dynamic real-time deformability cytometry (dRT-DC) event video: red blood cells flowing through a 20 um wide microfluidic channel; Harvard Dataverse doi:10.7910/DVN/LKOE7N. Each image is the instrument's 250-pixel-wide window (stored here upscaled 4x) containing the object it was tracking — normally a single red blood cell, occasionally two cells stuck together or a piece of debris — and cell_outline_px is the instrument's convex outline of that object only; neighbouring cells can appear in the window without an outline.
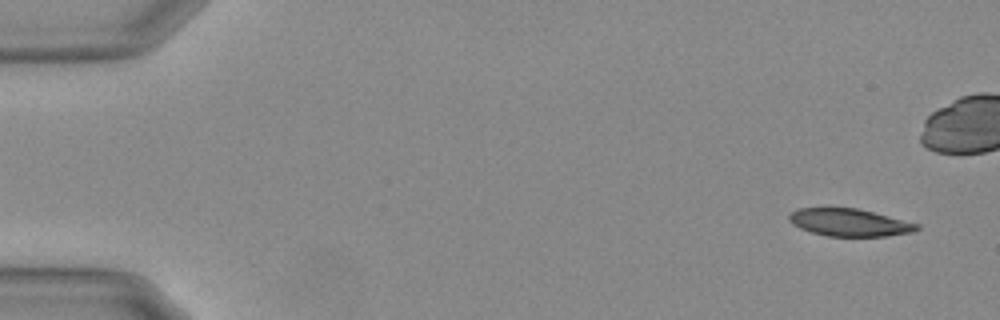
{"species": "Egyptian fruit bat (a non-hibernating species)", "species_latin": "Rousettus aegyptiacus", "temperature_condition": "warm", "stored_images_in_passage": 54, "camera_frame_rate_fps": 3000, "um_per_image_px": 0.085, "animal": {"sex": "female"}, "frame": {"image": 1, "passage_image": 1, "time_ms": 0.0, "image_size_px": [1000, 320], "cell_outline_px": [[920, 228], [912, 232], [884, 236], [828, 236], [812, 232], [800, 228], [792, 224], [788, 220], [788, 216], [792, 212], [800, 208], [856, 208], [920, 224]], "centroid_in_image_um": [72.19, 18.91], "position_along_channel_um": 12.8, "area_um2": 20.23}}
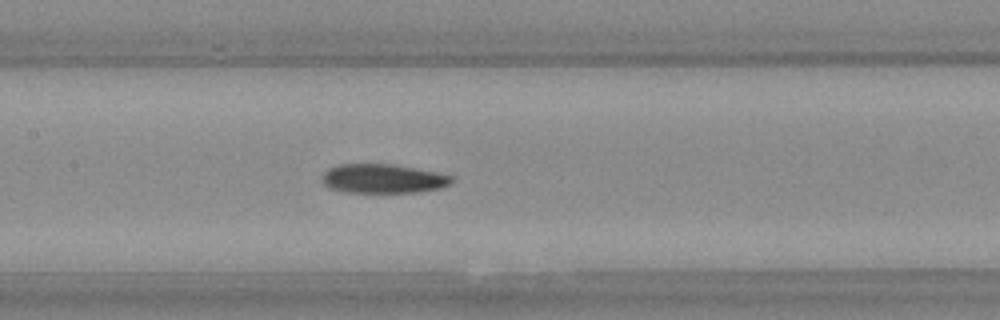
{"frame": {"image": 2, "passage_image": 25, "time_ms": 8.0, "image_size_px": [1000, 320], "cell_outline_px": [[456, 180], [452, 184], [440, 188], [420, 192], [344, 192], [328, 188], [320, 180], [324, 172], [328, 168], [340, 164], [392, 164], [436, 172], [452, 176]], "centroid_in_image_um": [32.55, 15.19], "position_along_channel_um": 174.8, "area_um2": 22.2}}
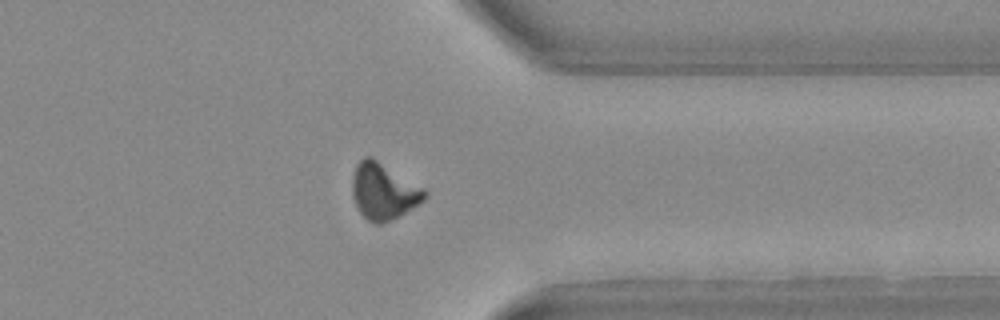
{"frame": {"image": 3, "passage_image": 42, "time_ms": 13.667, "image_size_px": [1000, 320], "cell_outline_px": [[428, 196], [424, 200], [384, 224], [376, 224], [368, 220], [360, 212], [352, 196], [352, 176], [356, 164], [364, 156], [372, 156], [424, 188], [428, 192]], "centroid_in_image_um": [32.58, 16.24], "position_along_channel_um": 378.8, "area_um2": 23.76}, "authors_computed_cell_mechanics": {"area_um2": 22.253, "velocity_mm_per_s": 3.7022, "shape_relaxation_time_tau1_ms": 7.5029, "shape_relaxation_time_tau2_ms": 9.1775, "deformation_change_tau1": 0.198, "deformation_change_tau2": 0.1692}}